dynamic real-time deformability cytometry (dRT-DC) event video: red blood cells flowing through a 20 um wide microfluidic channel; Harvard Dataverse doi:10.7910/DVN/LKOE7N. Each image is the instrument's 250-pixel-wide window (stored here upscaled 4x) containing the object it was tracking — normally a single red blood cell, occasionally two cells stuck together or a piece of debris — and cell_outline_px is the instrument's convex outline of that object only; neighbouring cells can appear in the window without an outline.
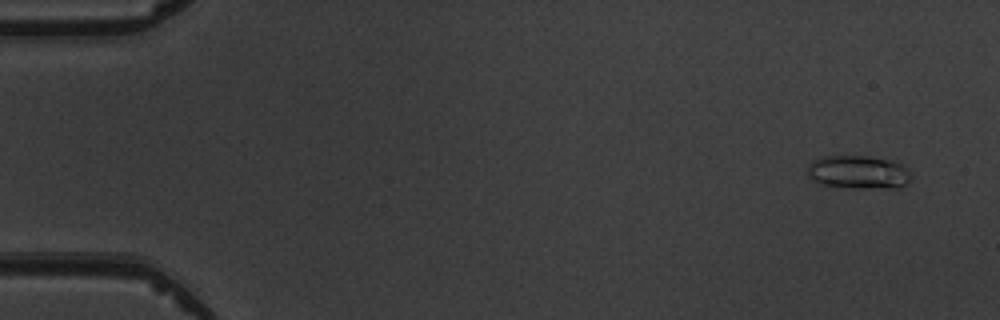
{"species": "common noctule bat (a hibernating species)", "species_latin": "Nyctalus noctula", "temperature_condition": "warm", "stored_images_in_passage": 4, "camera_frame_rate_fps": 3000, "um_per_image_px": 0.085, "animal": {"sex": "male", "body_mass_g": 19.5, "forearm_length_mm": 54.6}, "frame": {"image": 1, "passage_image": 2, "time_ms": 1.0, "image_size_px": [1000, 320], "cell_outline_px": [[912, 180], [908, 184], [900, 188], [852, 188], [824, 184], [812, 180], [804, 172], [808, 164], [812, 160], [820, 156], [872, 156], [892, 160], [908, 168], [912, 176]], "centroid_in_image_um": [72.97, 14.63], "position_along_channel_um": 12.0, "area_um2": 20.75}}